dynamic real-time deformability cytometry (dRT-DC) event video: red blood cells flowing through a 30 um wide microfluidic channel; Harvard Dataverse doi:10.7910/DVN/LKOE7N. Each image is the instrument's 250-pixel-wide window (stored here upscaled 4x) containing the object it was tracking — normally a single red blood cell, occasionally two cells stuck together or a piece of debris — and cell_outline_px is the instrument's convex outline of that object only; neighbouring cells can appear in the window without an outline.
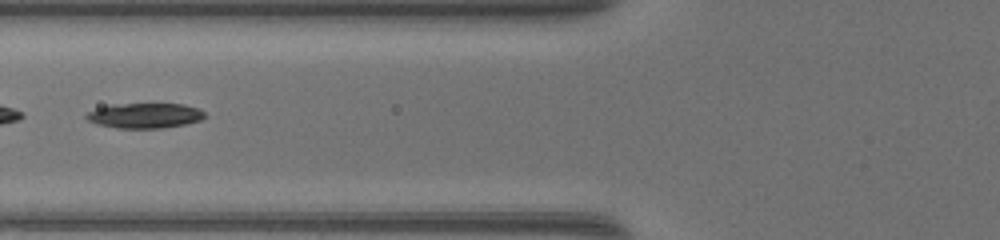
{"species": "common noctule bat (a hibernating species)", "species_latin": "Nyctalus noctula", "temperature_condition": "warm", "stored_images_in_passage": 48, "segment_of_instrument_passage": [2, 2], "camera_frame_rate_fps": 3000, "um_per_image_px": 0.085, "animal": {"sex": "female", "body_mass_g": 17.0, "forearm_length_mm": 48.0}, "frame": {"image": 1, "passage_image": 21, "time_ms": 6.667, "image_size_px": [1000, 240], "cell_outline_px": [[204, 116], [200, 120], [184, 124], [164, 128], [116, 128], [96, 124], [88, 120], [84, 116], [88, 112], [96, 108], [112, 104], [184, 104], [200, 108], [204, 112]], "centroid_in_image_um": [12.29, 9.82], "position_along_channel_um": 113.5, "area_um2": 17.34}}
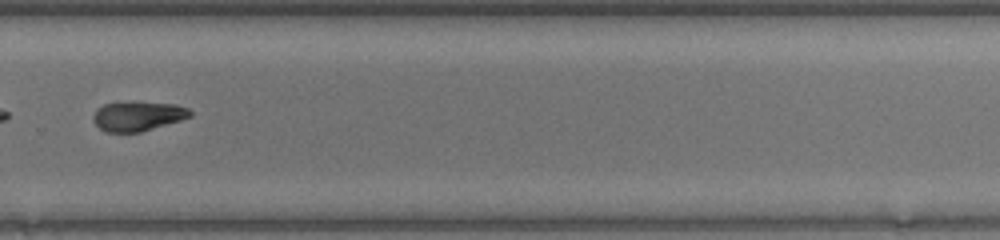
{"frame": {"image": 2, "passage_image": 35, "time_ms": 11.333, "image_size_px": [1000, 240], "cell_outline_px": [[192, 116], [180, 120], [140, 132], [108, 132], [100, 128], [92, 120], [92, 116], [96, 108], [104, 104], [132, 100], [136, 100], [176, 104], [188, 108], [192, 112]], "centroid_in_image_um": [11.7, 9.83], "position_along_channel_um": 318.1, "area_um2": 17.11}}